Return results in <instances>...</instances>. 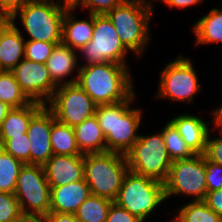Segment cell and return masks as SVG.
I'll return each mask as SVG.
<instances>
[{"mask_svg": "<svg viewBox=\"0 0 222 222\" xmlns=\"http://www.w3.org/2000/svg\"><path fill=\"white\" fill-rule=\"evenodd\" d=\"M76 54L74 49L60 43L55 46L52 55L47 59L45 65L49 70L53 83L57 87L77 83L80 67L77 66L78 58ZM75 67L77 68V76L67 81L63 80L75 70Z\"/></svg>", "mask_w": 222, "mask_h": 222, "instance_id": "19", "label": "cell"}, {"mask_svg": "<svg viewBox=\"0 0 222 222\" xmlns=\"http://www.w3.org/2000/svg\"><path fill=\"white\" fill-rule=\"evenodd\" d=\"M195 45L222 41V9L213 8L193 26Z\"/></svg>", "mask_w": 222, "mask_h": 222, "instance_id": "23", "label": "cell"}, {"mask_svg": "<svg viewBox=\"0 0 222 222\" xmlns=\"http://www.w3.org/2000/svg\"><path fill=\"white\" fill-rule=\"evenodd\" d=\"M0 101L11 108H20L32 101L22 91L12 71L0 72Z\"/></svg>", "mask_w": 222, "mask_h": 222, "instance_id": "26", "label": "cell"}, {"mask_svg": "<svg viewBox=\"0 0 222 222\" xmlns=\"http://www.w3.org/2000/svg\"><path fill=\"white\" fill-rule=\"evenodd\" d=\"M164 200V183L128 170L114 202L143 222Z\"/></svg>", "mask_w": 222, "mask_h": 222, "instance_id": "6", "label": "cell"}, {"mask_svg": "<svg viewBox=\"0 0 222 222\" xmlns=\"http://www.w3.org/2000/svg\"><path fill=\"white\" fill-rule=\"evenodd\" d=\"M85 0H63L62 6L66 9L74 10L80 4H83Z\"/></svg>", "mask_w": 222, "mask_h": 222, "instance_id": "43", "label": "cell"}, {"mask_svg": "<svg viewBox=\"0 0 222 222\" xmlns=\"http://www.w3.org/2000/svg\"><path fill=\"white\" fill-rule=\"evenodd\" d=\"M53 155H84L80 152L73 127L55 120L51 129Z\"/></svg>", "mask_w": 222, "mask_h": 222, "instance_id": "24", "label": "cell"}, {"mask_svg": "<svg viewBox=\"0 0 222 222\" xmlns=\"http://www.w3.org/2000/svg\"><path fill=\"white\" fill-rule=\"evenodd\" d=\"M55 120L46 105L31 118L27 131L31 144L30 164L44 165L53 156L51 129Z\"/></svg>", "mask_w": 222, "mask_h": 222, "instance_id": "14", "label": "cell"}, {"mask_svg": "<svg viewBox=\"0 0 222 222\" xmlns=\"http://www.w3.org/2000/svg\"><path fill=\"white\" fill-rule=\"evenodd\" d=\"M78 148L82 154L106 151V139L95 115L73 127Z\"/></svg>", "mask_w": 222, "mask_h": 222, "instance_id": "21", "label": "cell"}, {"mask_svg": "<svg viewBox=\"0 0 222 222\" xmlns=\"http://www.w3.org/2000/svg\"><path fill=\"white\" fill-rule=\"evenodd\" d=\"M11 109L12 108L10 106L0 101V126Z\"/></svg>", "mask_w": 222, "mask_h": 222, "instance_id": "44", "label": "cell"}, {"mask_svg": "<svg viewBox=\"0 0 222 222\" xmlns=\"http://www.w3.org/2000/svg\"><path fill=\"white\" fill-rule=\"evenodd\" d=\"M15 222H46V219L42 215H22Z\"/></svg>", "mask_w": 222, "mask_h": 222, "instance_id": "41", "label": "cell"}, {"mask_svg": "<svg viewBox=\"0 0 222 222\" xmlns=\"http://www.w3.org/2000/svg\"><path fill=\"white\" fill-rule=\"evenodd\" d=\"M28 0H0V18H10Z\"/></svg>", "mask_w": 222, "mask_h": 222, "instance_id": "37", "label": "cell"}, {"mask_svg": "<svg viewBox=\"0 0 222 222\" xmlns=\"http://www.w3.org/2000/svg\"><path fill=\"white\" fill-rule=\"evenodd\" d=\"M106 222H142L128 210L113 202L108 212Z\"/></svg>", "mask_w": 222, "mask_h": 222, "instance_id": "36", "label": "cell"}, {"mask_svg": "<svg viewBox=\"0 0 222 222\" xmlns=\"http://www.w3.org/2000/svg\"><path fill=\"white\" fill-rule=\"evenodd\" d=\"M162 135L166 144V150L172 162L192 158L195 155L170 122L164 126Z\"/></svg>", "mask_w": 222, "mask_h": 222, "instance_id": "29", "label": "cell"}, {"mask_svg": "<svg viewBox=\"0 0 222 222\" xmlns=\"http://www.w3.org/2000/svg\"><path fill=\"white\" fill-rule=\"evenodd\" d=\"M212 114L214 116L211 121H213V123L215 124V127L222 128V106L214 110Z\"/></svg>", "mask_w": 222, "mask_h": 222, "instance_id": "42", "label": "cell"}, {"mask_svg": "<svg viewBox=\"0 0 222 222\" xmlns=\"http://www.w3.org/2000/svg\"><path fill=\"white\" fill-rule=\"evenodd\" d=\"M50 187H60L84 179V155H53L43 165Z\"/></svg>", "mask_w": 222, "mask_h": 222, "instance_id": "15", "label": "cell"}, {"mask_svg": "<svg viewBox=\"0 0 222 222\" xmlns=\"http://www.w3.org/2000/svg\"><path fill=\"white\" fill-rule=\"evenodd\" d=\"M25 39L14 21L1 18L0 63L5 71H11L24 59Z\"/></svg>", "mask_w": 222, "mask_h": 222, "instance_id": "16", "label": "cell"}, {"mask_svg": "<svg viewBox=\"0 0 222 222\" xmlns=\"http://www.w3.org/2000/svg\"><path fill=\"white\" fill-rule=\"evenodd\" d=\"M14 194L23 215L48 214L51 188L43 165L24 164L20 169Z\"/></svg>", "mask_w": 222, "mask_h": 222, "instance_id": "8", "label": "cell"}, {"mask_svg": "<svg viewBox=\"0 0 222 222\" xmlns=\"http://www.w3.org/2000/svg\"><path fill=\"white\" fill-rule=\"evenodd\" d=\"M128 170L126 155L110 151L84 154V179L92 195L115 201Z\"/></svg>", "mask_w": 222, "mask_h": 222, "instance_id": "4", "label": "cell"}, {"mask_svg": "<svg viewBox=\"0 0 222 222\" xmlns=\"http://www.w3.org/2000/svg\"><path fill=\"white\" fill-rule=\"evenodd\" d=\"M222 135V130H221ZM204 157L218 165L222 166V137L210 139L208 135Z\"/></svg>", "mask_w": 222, "mask_h": 222, "instance_id": "35", "label": "cell"}, {"mask_svg": "<svg viewBox=\"0 0 222 222\" xmlns=\"http://www.w3.org/2000/svg\"><path fill=\"white\" fill-rule=\"evenodd\" d=\"M44 217L46 222H78L75 214L49 212Z\"/></svg>", "mask_w": 222, "mask_h": 222, "instance_id": "39", "label": "cell"}, {"mask_svg": "<svg viewBox=\"0 0 222 222\" xmlns=\"http://www.w3.org/2000/svg\"><path fill=\"white\" fill-rule=\"evenodd\" d=\"M74 11L66 9L62 23V41L71 49L79 50L92 39L94 14H89L90 20H76Z\"/></svg>", "mask_w": 222, "mask_h": 222, "instance_id": "20", "label": "cell"}, {"mask_svg": "<svg viewBox=\"0 0 222 222\" xmlns=\"http://www.w3.org/2000/svg\"><path fill=\"white\" fill-rule=\"evenodd\" d=\"M22 215L15 194L0 192V222H15Z\"/></svg>", "mask_w": 222, "mask_h": 222, "instance_id": "32", "label": "cell"}, {"mask_svg": "<svg viewBox=\"0 0 222 222\" xmlns=\"http://www.w3.org/2000/svg\"><path fill=\"white\" fill-rule=\"evenodd\" d=\"M24 163L0 147V192L14 194L17 178Z\"/></svg>", "mask_w": 222, "mask_h": 222, "instance_id": "27", "label": "cell"}, {"mask_svg": "<svg viewBox=\"0 0 222 222\" xmlns=\"http://www.w3.org/2000/svg\"><path fill=\"white\" fill-rule=\"evenodd\" d=\"M50 188V212L75 214L80 205L91 195L85 179Z\"/></svg>", "mask_w": 222, "mask_h": 222, "instance_id": "17", "label": "cell"}, {"mask_svg": "<svg viewBox=\"0 0 222 222\" xmlns=\"http://www.w3.org/2000/svg\"><path fill=\"white\" fill-rule=\"evenodd\" d=\"M79 67L77 84L97 105L125 101L135 93L127 65L107 62Z\"/></svg>", "mask_w": 222, "mask_h": 222, "instance_id": "1", "label": "cell"}, {"mask_svg": "<svg viewBox=\"0 0 222 222\" xmlns=\"http://www.w3.org/2000/svg\"><path fill=\"white\" fill-rule=\"evenodd\" d=\"M135 94L127 100L96 106L95 116L106 139V151L126 155L139 139L136 131L141 121V110L130 107Z\"/></svg>", "mask_w": 222, "mask_h": 222, "instance_id": "2", "label": "cell"}, {"mask_svg": "<svg viewBox=\"0 0 222 222\" xmlns=\"http://www.w3.org/2000/svg\"><path fill=\"white\" fill-rule=\"evenodd\" d=\"M114 201L90 195L78 208L75 217L78 222H106L109 209Z\"/></svg>", "mask_w": 222, "mask_h": 222, "instance_id": "25", "label": "cell"}, {"mask_svg": "<svg viewBox=\"0 0 222 222\" xmlns=\"http://www.w3.org/2000/svg\"><path fill=\"white\" fill-rule=\"evenodd\" d=\"M0 41H1V18H0ZM1 71H4V70L1 68V63H0V72Z\"/></svg>", "mask_w": 222, "mask_h": 222, "instance_id": "45", "label": "cell"}, {"mask_svg": "<svg viewBox=\"0 0 222 222\" xmlns=\"http://www.w3.org/2000/svg\"><path fill=\"white\" fill-rule=\"evenodd\" d=\"M79 51L87 65L107 62L127 65L125 57L128 49L106 15H94L92 39Z\"/></svg>", "mask_w": 222, "mask_h": 222, "instance_id": "10", "label": "cell"}, {"mask_svg": "<svg viewBox=\"0 0 222 222\" xmlns=\"http://www.w3.org/2000/svg\"><path fill=\"white\" fill-rule=\"evenodd\" d=\"M44 105L38 102L20 107L12 108L0 126V138H13V136H23L27 133L31 118Z\"/></svg>", "mask_w": 222, "mask_h": 222, "instance_id": "22", "label": "cell"}, {"mask_svg": "<svg viewBox=\"0 0 222 222\" xmlns=\"http://www.w3.org/2000/svg\"><path fill=\"white\" fill-rule=\"evenodd\" d=\"M11 71L22 91L33 102L47 105L58 88L43 63L24 58Z\"/></svg>", "mask_w": 222, "mask_h": 222, "instance_id": "13", "label": "cell"}, {"mask_svg": "<svg viewBox=\"0 0 222 222\" xmlns=\"http://www.w3.org/2000/svg\"><path fill=\"white\" fill-rule=\"evenodd\" d=\"M60 0H28L9 19L16 20L17 15L32 41L60 44L62 41V23L66 8Z\"/></svg>", "mask_w": 222, "mask_h": 222, "instance_id": "5", "label": "cell"}, {"mask_svg": "<svg viewBox=\"0 0 222 222\" xmlns=\"http://www.w3.org/2000/svg\"><path fill=\"white\" fill-rule=\"evenodd\" d=\"M207 192L222 189V166L205 158Z\"/></svg>", "mask_w": 222, "mask_h": 222, "instance_id": "33", "label": "cell"}, {"mask_svg": "<svg viewBox=\"0 0 222 222\" xmlns=\"http://www.w3.org/2000/svg\"><path fill=\"white\" fill-rule=\"evenodd\" d=\"M164 190L166 199L181 194L194 196L193 201L204 200L207 194L204 155L195 154L192 158L173 161Z\"/></svg>", "mask_w": 222, "mask_h": 222, "instance_id": "9", "label": "cell"}, {"mask_svg": "<svg viewBox=\"0 0 222 222\" xmlns=\"http://www.w3.org/2000/svg\"><path fill=\"white\" fill-rule=\"evenodd\" d=\"M0 147L24 164H30L31 144L27 133L13 138H0Z\"/></svg>", "mask_w": 222, "mask_h": 222, "instance_id": "30", "label": "cell"}, {"mask_svg": "<svg viewBox=\"0 0 222 222\" xmlns=\"http://www.w3.org/2000/svg\"><path fill=\"white\" fill-rule=\"evenodd\" d=\"M129 170L164 183L172 161L166 150L162 131L151 136H141L126 154Z\"/></svg>", "mask_w": 222, "mask_h": 222, "instance_id": "7", "label": "cell"}, {"mask_svg": "<svg viewBox=\"0 0 222 222\" xmlns=\"http://www.w3.org/2000/svg\"><path fill=\"white\" fill-rule=\"evenodd\" d=\"M153 3L149 0H124L106 16L114 25L123 45L140 56L147 46ZM141 53V54H140Z\"/></svg>", "mask_w": 222, "mask_h": 222, "instance_id": "3", "label": "cell"}, {"mask_svg": "<svg viewBox=\"0 0 222 222\" xmlns=\"http://www.w3.org/2000/svg\"><path fill=\"white\" fill-rule=\"evenodd\" d=\"M202 0H166L164 4H167L168 7L172 8L176 7V8H180V9H184L185 7H188L190 5H196L201 3Z\"/></svg>", "mask_w": 222, "mask_h": 222, "instance_id": "40", "label": "cell"}, {"mask_svg": "<svg viewBox=\"0 0 222 222\" xmlns=\"http://www.w3.org/2000/svg\"><path fill=\"white\" fill-rule=\"evenodd\" d=\"M124 0H85L82 8L88 9L90 14L106 15Z\"/></svg>", "mask_w": 222, "mask_h": 222, "instance_id": "34", "label": "cell"}, {"mask_svg": "<svg viewBox=\"0 0 222 222\" xmlns=\"http://www.w3.org/2000/svg\"><path fill=\"white\" fill-rule=\"evenodd\" d=\"M203 201L211 210L222 217V189L207 192Z\"/></svg>", "mask_w": 222, "mask_h": 222, "instance_id": "38", "label": "cell"}, {"mask_svg": "<svg viewBox=\"0 0 222 222\" xmlns=\"http://www.w3.org/2000/svg\"><path fill=\"white\" fill-rule=\"evenodd\" d=\"M178 211L174 217L176 222H222V217L211 210L203 200H192Z\"/></svg>", "mask_w": 222, "mask_h": 222, "instance_id": "28", "label": "cell"}, {"mask_svg": "<svg viewBox=\"0 0 222 222\" xmlns=\"http://www.w3.org/2000/svg\"><path fill=\"white\" fill-rule=\"evenodd\" d=\"M58 44L43 41H25L24 57L27 60L45 64Z\"/></svg>", "mask_w": 222, "mask_h": 222, "instance_id": "31", "label": "cell"}, {"mask_svg": "<svg viewBox=\"0 0 222 222\" xmlns=\"http://www.w3.org/2000/svg\"><path fill=\"white\" fill-rule=\"evenodd\" d=\"M195 154H204L209 132L208 124L201 117L181 114L169 121Z\"/></svg>", "mask_w": 222, "mask_h": 222, "instance_id": "18", "label": "cell"}, {"mask_svg": "<svg viewBox=\"0 0 222 222\" xmlns=\"http://www.w3.org/2000/svg\"><path fill=\"white\" fill-rule=\"evenodd\" d=\"M192 64L189 58L179 56L165 65L160 74L159 91L156 97L177 102H192L193 96L201 89Z\"/></svg>", "mask_w": 222, "mask_h": 222, "instance_id": "12", "label": "cell"}, {"mask_svg": "<svg viewBox=\"0 0 222 222\" xmlns=\"http://www.w3.org/2000/svg\"><path fill=\"white\" fill-rule=\"evenodd\" d=\"M46 106L58 122L75 127L95 115L97 104L77 83H72L59 86Z\"/></svg>", "mask_w": 222, "mask_h": 222, "instance_id": "11", "label": "cell"}]
</instances>
